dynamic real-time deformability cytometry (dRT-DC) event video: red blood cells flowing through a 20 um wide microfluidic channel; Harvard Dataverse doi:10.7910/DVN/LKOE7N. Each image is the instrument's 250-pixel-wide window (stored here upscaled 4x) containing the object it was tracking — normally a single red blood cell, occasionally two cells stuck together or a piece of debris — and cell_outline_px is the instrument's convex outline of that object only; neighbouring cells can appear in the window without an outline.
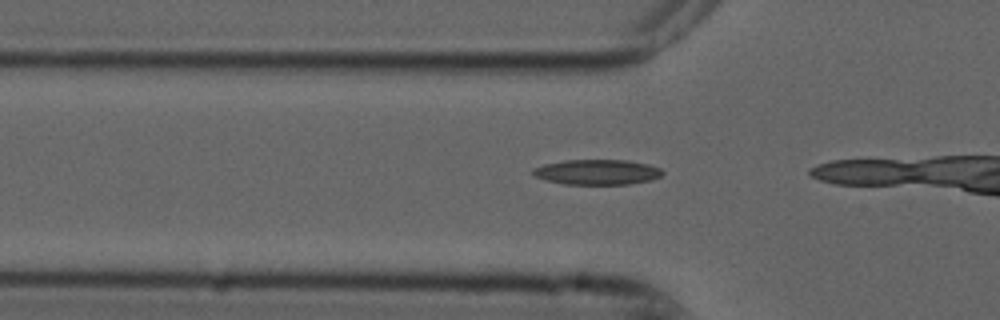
{"species": "common noctule bat (a hibernating species)", "species_latin": "Nyctalus noctula", "temperature_condition": "cold", "stored_images_in_passage": 14, "camera_frame_rate_fps": 3000, "um_per_image_px": 0.085, "animal": {"sex": "male", "forearm_length_mm": 52.5}, "frame": {"image": 1, "passage_image": 12, "time_ms": 3.667, "image_size_px": [1000, 320], "cell_outline_px": [[664, 172], [660, 176], [652, 180], [628, 184], [564, 184], [548, 180], [536, 176], [532, 172], [532, 168], [544, 164], [564, 160], [628, 160], [648, 164], [660, 168]], "centroid_in_image_um": [50.78, 14.62], "position_along_channel_um": 75.0, "area_um2": 18.96}}